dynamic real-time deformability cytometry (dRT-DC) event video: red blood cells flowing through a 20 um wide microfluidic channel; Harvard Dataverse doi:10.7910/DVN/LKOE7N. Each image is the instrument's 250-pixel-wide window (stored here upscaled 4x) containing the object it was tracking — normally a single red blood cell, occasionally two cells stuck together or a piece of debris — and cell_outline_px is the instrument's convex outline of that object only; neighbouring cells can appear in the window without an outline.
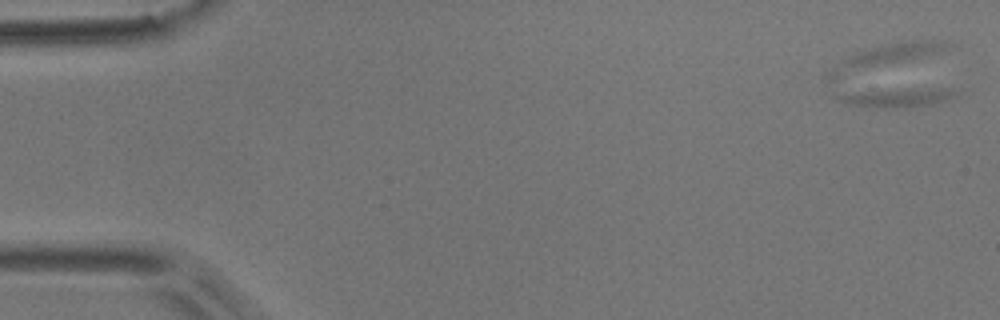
{"species": "common noctule bat (a hibernating species)", "species_latin": "Nyctalus noctula", "temperature_condition": "room temperature", "stored_images_in_passage": 7, "camera_frame_rate_fps": 3000, "um_per_image_px": 0.085, "animal": {"sex": "male", "body_mass_g": 17.9}, "frame": {"image": 1, "passage_image": 1, "time_ms": 0.0, "image_size_px": [1000, 320], "cell_outline_px": [[956, 96], [944, 100], [904, 108], [884, 108], [848, 104], [840, 100], [836, 96], [836, 92], [948, 88]], "centroid_in_image_um": [76.09, 8.29], "position_along_channel_um": 8.9, "area_um2": 12.31}}